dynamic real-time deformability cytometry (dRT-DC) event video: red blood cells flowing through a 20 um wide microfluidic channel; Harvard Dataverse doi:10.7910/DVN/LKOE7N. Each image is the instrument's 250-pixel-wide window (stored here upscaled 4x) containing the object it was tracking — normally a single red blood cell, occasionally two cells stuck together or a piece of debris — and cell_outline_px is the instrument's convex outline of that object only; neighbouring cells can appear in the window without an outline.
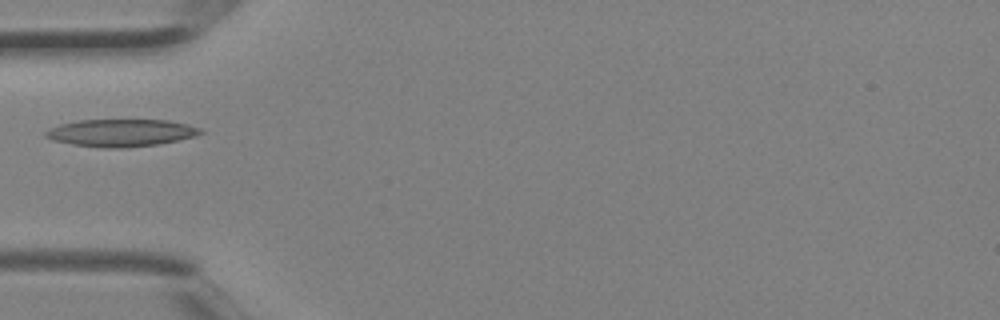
{"species": "Egyptian fruit bat (a non-hibernating species)", "species_latin": "Rousettus aegyptiacus", "temperature_condition": "room temperature", "stored_images_in_passage": 2, "camera_frame_rate_fps": 3000, "um_per_image_px": 0.085, "animal": {"sex": "female"}, "frame": {"image": 1, "passage_image": 2, "time_ms": 0.333, "image_size_px": [1000, 320], "cell_outline_px": [[204, 132], [196, 136], [156, 144], [124, 148], [104, 148], [76, 144], [52, 140], [44, 136], [44, 132], [60, 124], [76, 120], [168, 120], [188, 124], [200, 128]], "centroid_in_image_um": [10.3, 11.28], "position_along_channel_um": 74.7, "area_um2": 24.51}}